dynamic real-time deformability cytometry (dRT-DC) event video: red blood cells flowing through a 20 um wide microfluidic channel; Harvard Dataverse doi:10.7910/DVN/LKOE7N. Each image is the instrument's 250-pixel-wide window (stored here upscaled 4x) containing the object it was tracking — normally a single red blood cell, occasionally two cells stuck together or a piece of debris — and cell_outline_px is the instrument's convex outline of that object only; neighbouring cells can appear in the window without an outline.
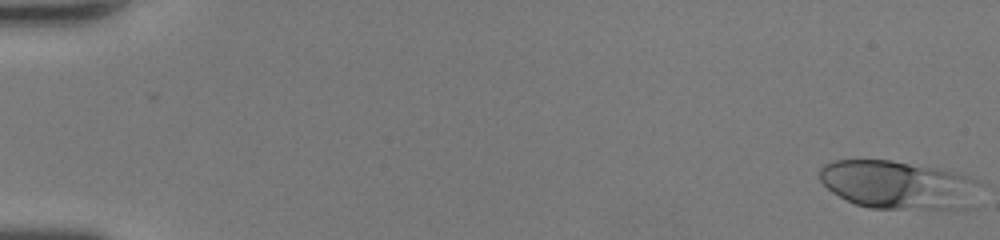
{"species": "human", "species_latin": "Homo sapiens", "temperature_condition": "room temperature", "stored_images_in_passage": 48, "camera_frame_rate_fps": 3000, "um_per_image_px": 0.085, "donor": {"sex": "female"}, "frame": {"image": 1, "passage_image": 1, "time_ms": 0.0, "image_size_px": [1000, 240], "cell_outline_px": [[984, 184], [968, 208], [872, 208], [856, 204], [832, 192], [820, 180], [820, 168], [824, 164], [836, 160], [892, 160], [936, 168], [952, 172], [976, 180]], "centroid_in_image_um": [76.35, 15.7], "position_along_channel_um": 8.6, "area_um2": 44.8}}
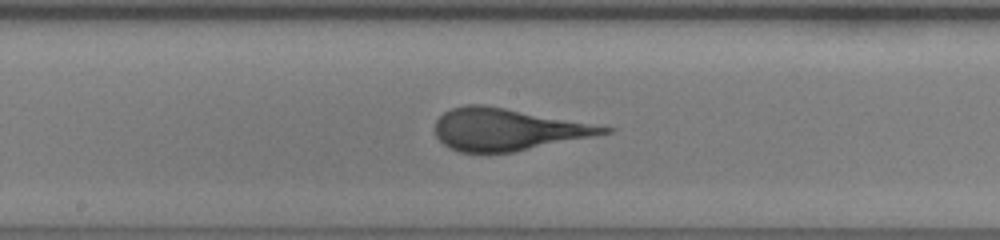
{"frame": {"image": 2, "passage_image": 27, "time_ms": 8.667, "image_size_px": [1000, 240], "cell_outline_px": [[616, 128], [612, 132], [516, 152], [460, 152], [448, 148], [436, 136], [436, 120], [444, 112], [452, 108], [464, 104], [484, 104]], "centroid_in_image_um": [43.12, 11.0], "position_along_channel_um": 205.1, "area_um2": 41.15}}
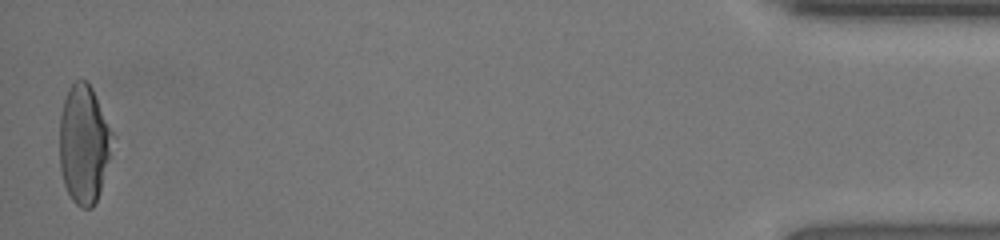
{"frame": {"image": 3, "passage_image": 48, "time_ms": 15.667, "image_size_px": [1000, 240], "cell_outline_px": [[116, 136], [100, 188], [96, 200], [92, 208], [80, 208], [72, 200], [64, 184], [60, 172], [60, 116], [64, 100], [68, 88], [76, 80], [84, 80], [92, 88]], "centroid_in_image_um": [7.14, 12.24], "position_along_channel_um": 428.1, "area_um2": 36.7}}